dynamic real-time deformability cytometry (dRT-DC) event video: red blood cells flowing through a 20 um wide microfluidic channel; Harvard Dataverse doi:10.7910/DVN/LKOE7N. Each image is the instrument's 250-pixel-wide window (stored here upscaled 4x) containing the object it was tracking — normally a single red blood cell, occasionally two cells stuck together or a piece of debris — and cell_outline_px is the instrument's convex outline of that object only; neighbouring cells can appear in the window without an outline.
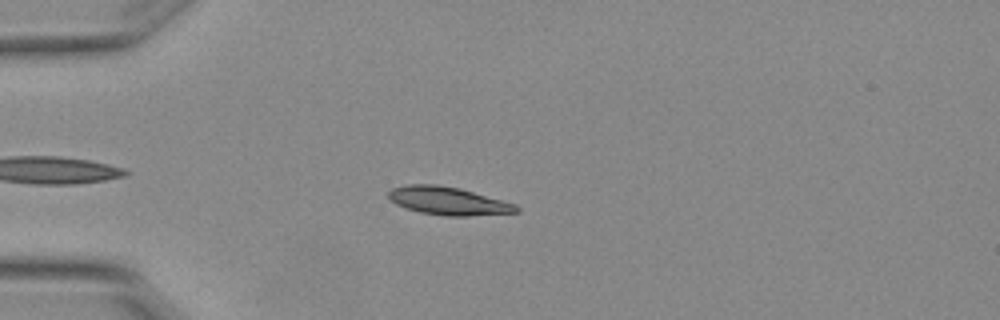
{"species": "Egyptian fruit bat (a non-hibernating species)", "species_latin": "Rousettus aegyptiacus", "temperature_condition": "warm", "stored_images_in_passage": 4, "camera_frame_rate_fps": 3000, "um_per_image_px": 0.085, "animal": {"sex": "female"}, "frame": {"image": 1, "passage_image": 2, "time_ms": 0.333, "image_size_px": [1000, 320], "cell_outline_px": [[520, 212], [468, 216], [448, 216], [420, 212], [396, 204], [388, 196], [388, 192], [392, 188], [408, 184], [436, 184], [460, 188], [516, 204], [520, 208]], "centroid_in_image_um": [38.13, 17.07], "position_along_channel_um": 46.9, "area_um2": 20.81}}
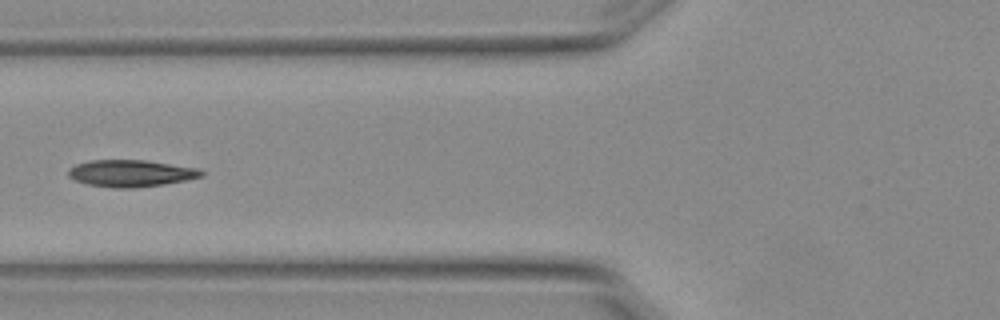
{"frame": {"image": 2, "passage_image": 4, "time_ms": 1.0, "image_size_px": [1000, 320], "cell_outline_px": [[204, 176], [164, 184], [132, 188], [112, 188], [88, 184], [76, 180], [68, 176], [68, 168], [76, 164], [92, 160], [148, 160], [196, 168], [204, 172]], "centroid_in_image_um": [11.11, 14.73], "position_along_channel_um": 114.7, "area_um2": 20.75}}